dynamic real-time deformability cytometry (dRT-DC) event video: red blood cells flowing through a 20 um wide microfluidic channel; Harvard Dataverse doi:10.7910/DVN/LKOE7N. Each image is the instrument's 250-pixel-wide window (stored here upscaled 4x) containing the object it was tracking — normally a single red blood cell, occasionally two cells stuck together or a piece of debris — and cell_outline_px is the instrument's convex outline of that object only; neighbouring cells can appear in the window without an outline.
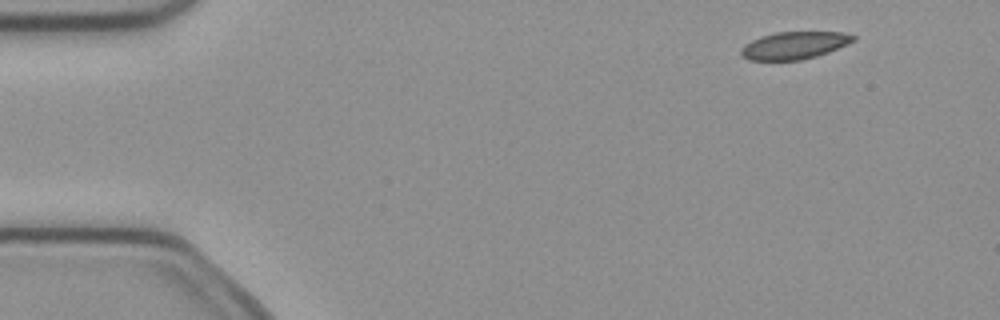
{"species": "common noctule bat (a hibernating species)", "species_latin": "Nyctalus noctula", "temperature_condition": "cold", "stored_images_in_passage": 5, "camera_frame_rate_fps": 3000, "um_per_image_px": 0.085, "animal": {"sex": "female", "body_mass_g": 21.9}, "frame": {"image": 1, "passage_image": 2, "time_ms": 0.333, "image_size_px": [1000, 320], "cell_outline_px": [[856, 40], [848, 44], [828, 52], [816, 56], [800, 60], [748, 60], [740, 56], [740, 48], [744, 44], [760, 36], [776, 32], [844, 32], [856, 36]], "centroid_in_image_um": [67.49, 3.85], "position_along_channel_um": 17.5, "area_um2": 18.09}}